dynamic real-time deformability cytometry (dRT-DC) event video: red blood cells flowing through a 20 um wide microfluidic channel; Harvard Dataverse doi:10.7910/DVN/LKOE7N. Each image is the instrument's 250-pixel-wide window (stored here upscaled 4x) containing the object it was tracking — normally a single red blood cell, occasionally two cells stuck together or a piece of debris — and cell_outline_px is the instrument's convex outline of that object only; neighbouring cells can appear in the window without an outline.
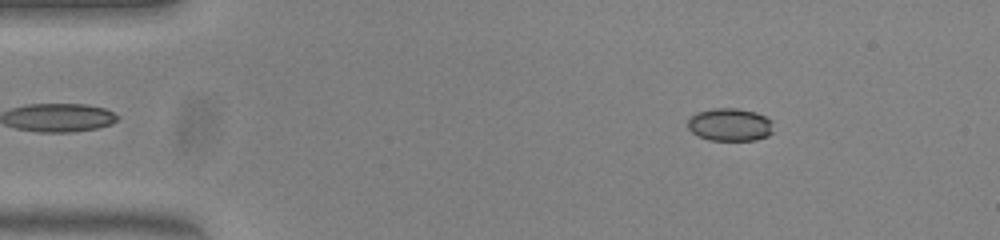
{"species": "common noctule bat (a hibernating species)", "species_latin": "Nyctalus noctula", "temperature_condition": "warm", "stored_images_in_passage": 50, "camera_frame_rate_fps": 3000, "um_per_image_px": 0.085, "animal": {"sex": "female", "body_mass_g": 23.0, "forearm_length_mm": 53.4}, "frame": {"image": 1, "passage_image": 6, "time_ms": 1.667, "image_size_px": [1000, 240], "cell_outline_px": [[772, 132], [768, 136], [756, 140], [708, 140], [696, 136], [688, 128], [688, 120], [696, 112], [712, 108], [736, 108], [756, 112], [772, 120]], "centroid_in_image_um": [62.03, 10.6], "position_along_channel_um": 23.0, "area_um2": 16.53}}
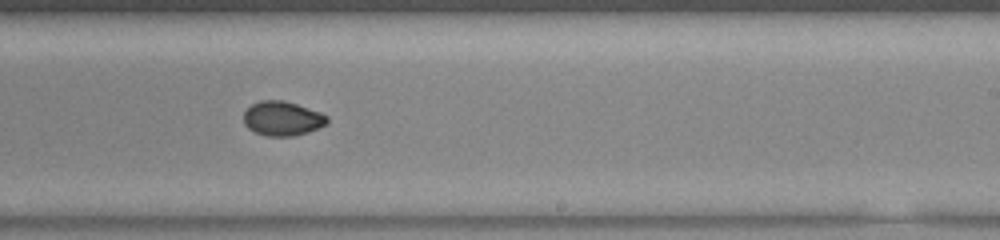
{"frame": {"image": 2, "passage_image": 30, "time_ms": 9.667, "image_size_px": [1000, 240], "cell_outline_px": [[328, 124], [308, 132], [292, 136], [268, 136], [256, 132], [248, 128], [244, 124], [244, 112], [252, 104], [260, 100], [284, 100], [320, 112], [328, 116]], "centroid_in_image_um": [24.01, 10.07], "position_along_channel_um": 265.0, "area_um2": 16.7}}
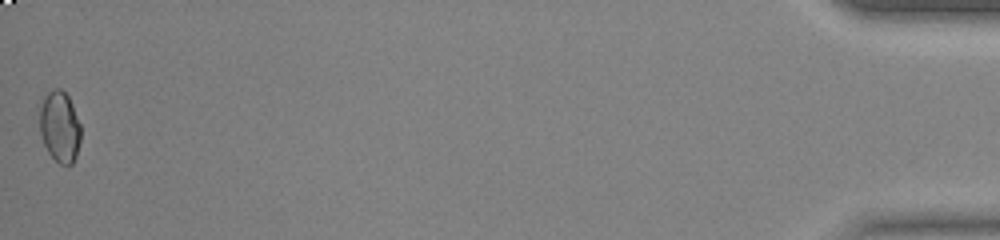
{"frame": {"image": 3, "passage_image": 50, "time_ms": 16.333, "image_size_px": [1000, 240], "cell_outline_px": [[80, 140], [76, 156], [72, 164], [68, 168], [60, 164], [48, 152], [44, 144], [40, 132], [40, 108], [48, 92], [52, 88], [60, 88], [68, 96], [72, 104], [80, 124]], "centroid_in_image_um": [5.09, 10.8], "position_along_channel_um": 430.1, "area_um2": 16.99}, "authors_computed_cell_mechanics": {"area_um2": 16.8487, "velocity_mm_per_s": 3.9859, "shape_relaxation_time_tau1_ms": null, "shape_relaxation_time_tau2_ms": 1.3493, "deformation_change_tau1": null, "deformation_change_tau2": 0.0328}}